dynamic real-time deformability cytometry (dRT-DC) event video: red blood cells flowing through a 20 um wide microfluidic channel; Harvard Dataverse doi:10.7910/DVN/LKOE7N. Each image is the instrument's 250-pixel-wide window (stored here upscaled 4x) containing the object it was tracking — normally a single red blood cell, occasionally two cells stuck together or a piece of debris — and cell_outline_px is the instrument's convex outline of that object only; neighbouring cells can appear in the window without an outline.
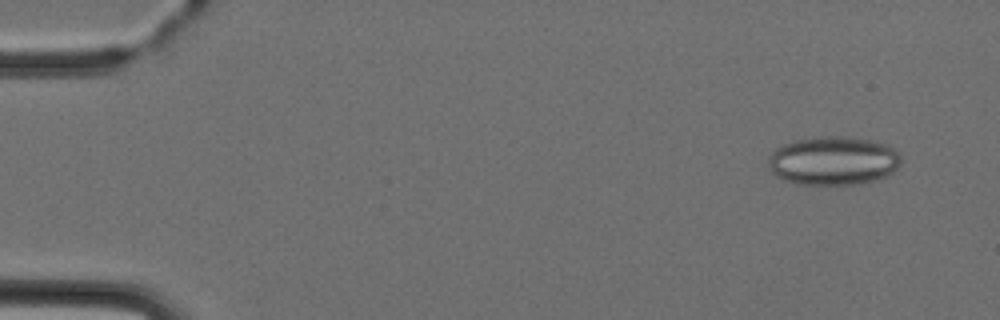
{"species": "Egyptian fruit bat (a non-hibernating species)", "species_latin": "Rousettus aegyptiacus", "temperature_condition": "cold", "stored_images_in_passage": 4, "camera_frame_rate_fps": 3000, "um_per_image_px": 0.085, "animal": {"sex": "female"}, "frame": {"image": 1, "passage_image": 2, "time_ms": 1.0, "image_size_px": [1000, 320], "cell_outline_px": [[900, 164], [892, 172], [884, 176], [860, 184], [800, 184], [784, 180], [776, 176], [772, 172], [768, 164], [768, 156], [776, 148], [784, 144], [796, 140], [824, 136], [848, 136], [876, 140], [888, 144], [900, 152]], "centroid_in_image_um": [70.85, 13.64], "position_along_channel_um": 14.2, "area_um2": 37.86}}